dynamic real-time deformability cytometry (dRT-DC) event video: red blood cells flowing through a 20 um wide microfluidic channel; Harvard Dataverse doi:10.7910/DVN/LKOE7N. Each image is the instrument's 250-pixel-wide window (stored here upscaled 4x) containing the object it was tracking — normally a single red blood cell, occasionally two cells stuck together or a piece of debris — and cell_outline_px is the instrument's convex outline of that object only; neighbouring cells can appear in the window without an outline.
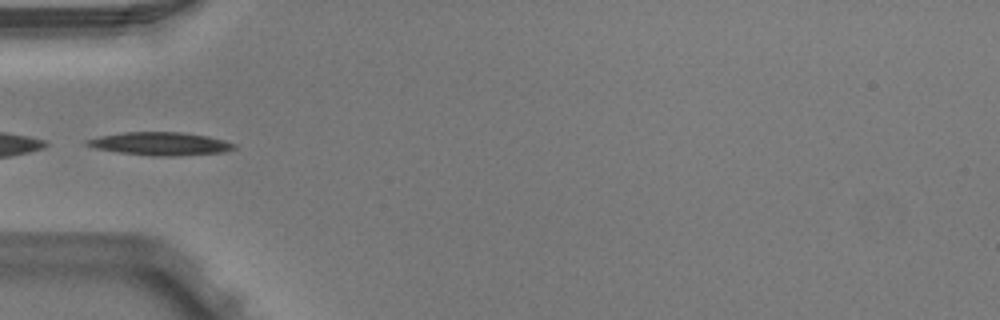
{"species": "Egyptian fruit bat (a non-hibernating species)", "species_latin": "Rousettus aegyptiacus", "temperature_condition": "warm", "stored_images_in_passage": 4, "camera_frame_rate_fps": 3000, "um_per_image_px": 0.085, "animal": {"sex": "male"}, "frame": {"image": 1, "passage_image": 3, "time_ms": 0.667, "image_size_px": [1000, 320], "cell_outline_px": [[236, 148], [224, 152], [180, 156], [152, 156], [120, 152], [96, 148], [84, 144], [84, 140], [100, 136], [124, 132], [180, 132], [208, 136], [224, 140], [236, 144]], "centroid_in_image_um": [13.65, 12.22], "position_along_channel_um": 71.4, "area_um2": 19.83}}
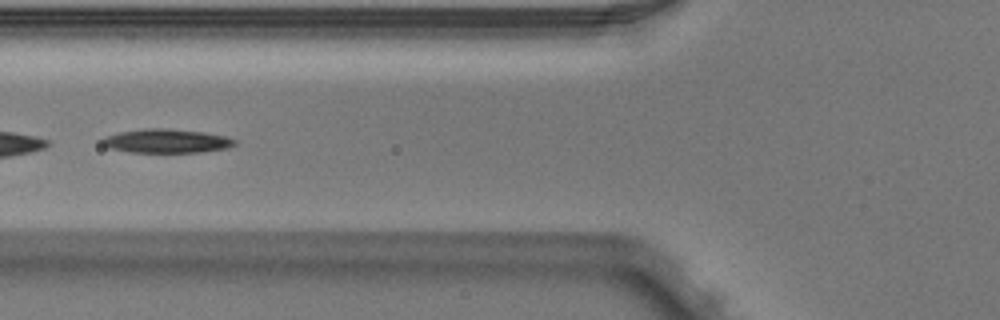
{"frame": {"image": 2, "passage_image": 4, "time_ms": 1.0, "image_size_px": [1000, 320], "cell_outline_px": [[236, 144], [228, 148], [204, 152], [128, 152], [108, 148], [100, 144], [100, 140], [104, 136], [120, 132], [144, 128], [164, 128], [204, 132], [224, 136], [236, 140]], "centroid_in_image_um": [14.11, 11.99], "position_along_channel_um": 111.7, "area_um2": 18.61}}